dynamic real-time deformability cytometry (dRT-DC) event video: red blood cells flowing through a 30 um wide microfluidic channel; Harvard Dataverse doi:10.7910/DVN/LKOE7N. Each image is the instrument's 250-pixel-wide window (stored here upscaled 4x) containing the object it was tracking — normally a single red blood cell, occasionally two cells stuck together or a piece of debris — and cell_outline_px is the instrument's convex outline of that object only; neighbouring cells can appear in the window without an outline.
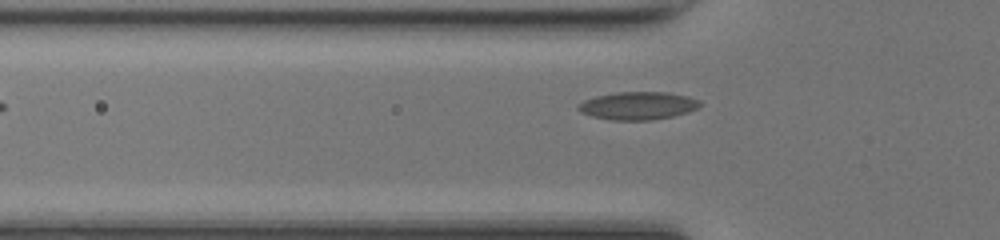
{"species": "common noctule bat (a hibernating species)", "species_latin": "Nyctalus noctula", "temperature_condition": "room temperature", "stored_images_in_passage": 31, "camera_frame_rate_fps": 3000, "um_per_image_px": 0.085, "animal": {"sex": "female", "body_mass_g": 17.0, "forearm_length_mm": 48.0}, "frame": {"image": 1, "passage_image": 2, "time_ms": 0.333, "image_size_px": [1000, 240], "cell_outline_px": [[704, 104], [700, 108], [688, 112], [672, 116], [652, 120], [612, 120], [592, 116], [580, 112], [576, 108], [576, 104], [584, 100], [596, 96], [616, 92], [668, 92], [688, 96], [700, 100]], "centroid_in_image_um": [54.25, 8.98], "position_along_channel_um": 71.6, "area_um2": 20.06}}
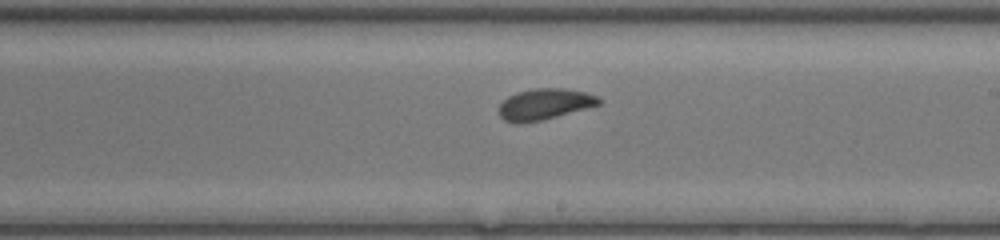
{"frame": {"image": 2, "passage_image": 14, "time_ms": 4.333, "image_size_px": [1000, 240], "cell_outline_px": [[600, 104], [540, 120], [504, 120], [500, 116], [500, 104], [508, 96], [516, 92], [532, 88], [564, 88], [588, 92], [596, 96], [600, 100]], "centroid_in_image_um": [46.32, 8.79], "position_along_channel_um": 242.7, "area_um2": 17.34}}
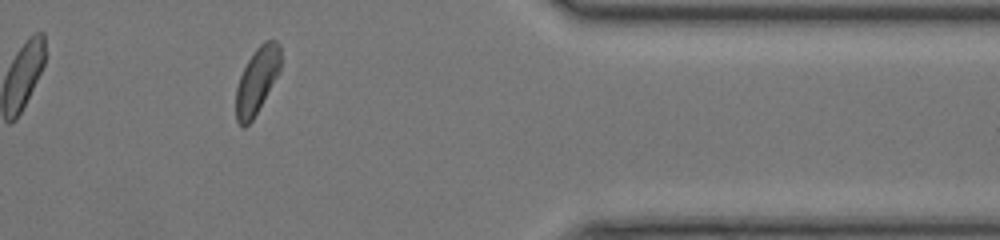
{"frame": {"image": 3, "passage_image": 26, "time_ms": 8.333, "image_size_px": [1000, 240], "cell_outline_px": [[280, 72], [252, 120], [244, 128], [236, 120], [236, 88], [240, 76], [248, 60], [256, 48], [264, 40], [276, 40], [280, 44]], "centroid_in_image_um": [21.85, 6.82], "position_along_channel_um": 389.6, "area_um2": 17.11}}